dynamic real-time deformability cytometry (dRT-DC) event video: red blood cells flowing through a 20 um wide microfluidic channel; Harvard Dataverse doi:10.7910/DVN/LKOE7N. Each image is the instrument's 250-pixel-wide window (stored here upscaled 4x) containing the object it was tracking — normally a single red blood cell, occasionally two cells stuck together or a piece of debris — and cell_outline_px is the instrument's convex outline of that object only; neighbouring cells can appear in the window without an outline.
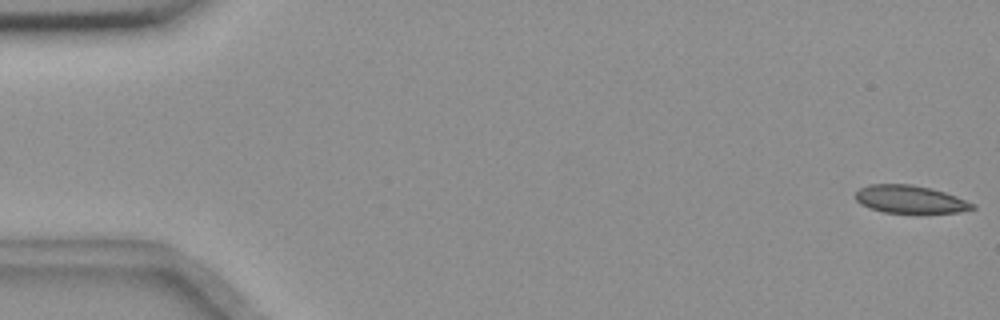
{"species": "common noctule bat (a hibernating species)", "species_latin": "Nyctalus noctula", "temperature_condition": "room temperature", "stored_images_in_passage": 57, "camera_frame_rate_fps": 3000, "um_per_image_px": 0.085, "animal": {"sex": "female", "body_mass_g": 18.4}, "frame": {"image": 1, "passage_image": 1, "time_ms": 0.0, "image_size_px": [1000, 320], "cell_outline_px": [[976, 208], [956, 212], [884, 212], [868, 208], [860, 204], [856, 200], [856, 192], [860, 188], [868, 184], [912, 184], [932, 188], [956, 196], [976, 204]], "centroid_in_image_um": [77.34, 16.92], "position_along_channel_um": 7.7, "area_um2": 18.84}}
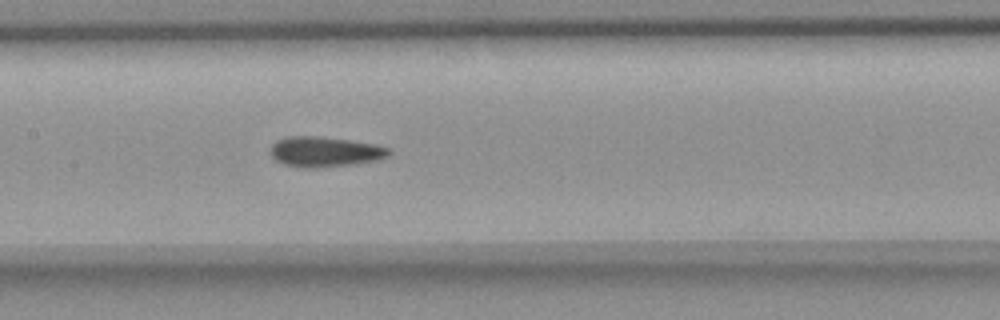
{"frame": {"image": 2, "passage_image": 27, "time_ms": 8.667, "image_size_px": [1000, 320], "cell_outline_px": [[392, 152], [388, 156], [376, 160], [356, 164], [316, 168], [304, 168], [284, 164], [276, 160], [272, 156], [272, 144], [276, 140], [288, 136], [316, 136], [348, 140], [376, 144], [388, 148]], "centroid_in_image_um": [27.62, 12.9], "position_along_channel_um": 179.8, "area_um2": 20.81}}
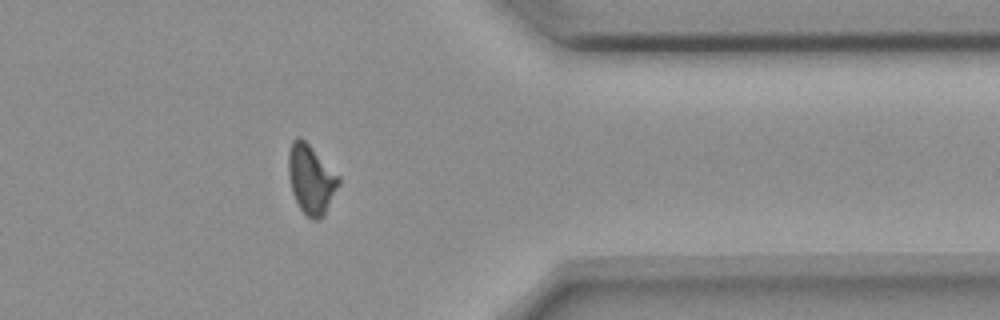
{"frame": {"image": 3, "passage_image": 45, "time_ms": 14.667, "image_size_px": [1000, 320], "cell_outline_px": [[340, 184], [324, 216], [320, 220], [312, 220], [300, 208], [292, 192], [288, 176], [288, 152], [292, 140], [296, 136], [300, 136], [340, 176]], "centroid_in_image_um": [26.44, 15.24], "position_along_channel_um": 385.0, "area_um2": 20.35}}